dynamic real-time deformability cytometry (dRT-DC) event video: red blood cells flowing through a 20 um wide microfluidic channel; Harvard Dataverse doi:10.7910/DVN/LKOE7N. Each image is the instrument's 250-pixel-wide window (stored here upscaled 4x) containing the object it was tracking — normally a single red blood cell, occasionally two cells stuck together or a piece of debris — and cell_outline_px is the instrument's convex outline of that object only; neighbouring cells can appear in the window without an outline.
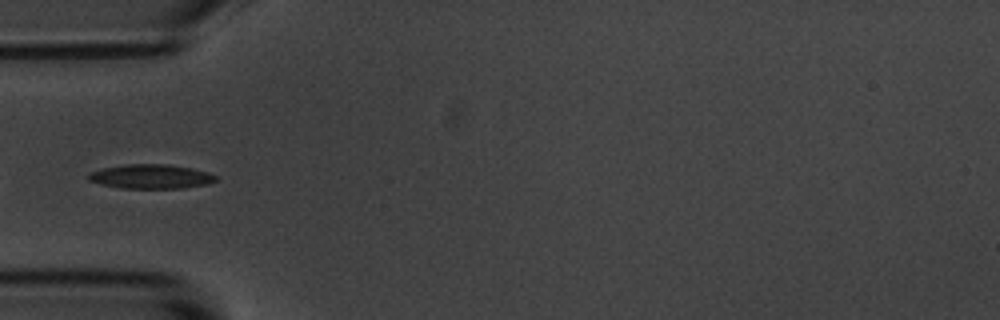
{"species": "common noctule bat (a hibernating species)", "species_latin": "Nyctalus noctula", "temperature_condition": "room temperature", "stored_images_in_passage": 15, "camera_frame_rate_fps": 3000, "um_per_image_px": 0.085, "animal": {"sex": "male", "body_mass_g": 20.1, "forearm_length_mm": 53.5}, "frame": {"image": 1, "passage_image": 1, "time_ms": 0.0, "image_size_px": [1000, 320], "cell_outline_px": [[216, 180], [208, 184], [180, 188], [120, 188], [100, 184], [88, 180], [88, 176], [92, 172], [100, 168], [128, 164], [168, 164], [192, 168], [208, 172], [216, 176]], "centroid_in_image_um": [12.82, 15.0], "position_along_channel_um": 72.2, "area_um2": 17.98}}